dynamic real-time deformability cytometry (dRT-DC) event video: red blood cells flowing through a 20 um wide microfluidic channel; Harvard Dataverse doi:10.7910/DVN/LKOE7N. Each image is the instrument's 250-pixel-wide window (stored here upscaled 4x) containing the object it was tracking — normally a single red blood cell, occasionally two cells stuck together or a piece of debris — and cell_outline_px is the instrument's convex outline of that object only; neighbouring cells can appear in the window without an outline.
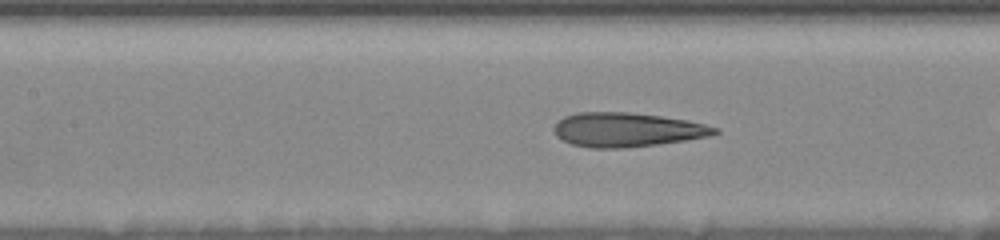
{"species": "human", "species_latin": "Homo sapiens", "temperature_condition": "room temperature", "stored_images_in_passage": 52, "camera_frame_rate_fps": 3000, "um_per_image_px": 0.085, "donor": {"sex": "female"}, "frame": {"image": 1, "passage_image": 33, "time_ms": 8.333, "image_size_px": [1000, 240], "cell_outline_px": [[720, 132], [708, 136], [684, 140], [656, 144], [624, 148], [592, 148], [572, 144], [556, 136], [552, 128], [564, 116], [576, 112], [628, 112], [660, 116], [688, 120], [720, 128]], "centroid_in_image_um": [53.28, 11.02], "position_along_channel_um": 154.1, "area_um2": 31.91}}
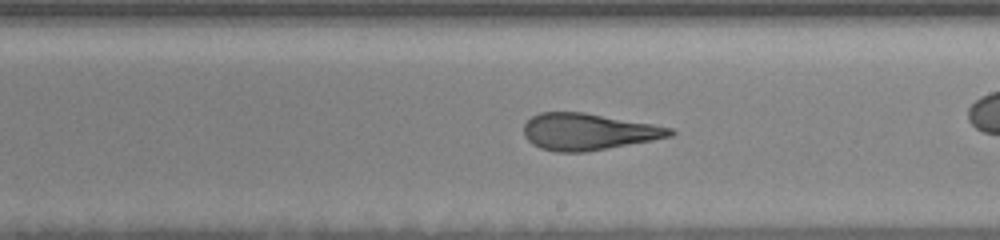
{"frame": {"image": 2, "passage_image": 39, "time_ms": 10.667, "image_size_px": [1000, 240], "cell_outline_px": [[676, 132], [672, 136], [652, 140], [608, 148], [584, 152], [556, 152], [540, 148], [532, 144], [524, 136], [524, 124], [532, 116], [540, 112], [584, 112], [652, 124], [672, 128]], "centroid_in_image_um": [49.98, 11.19], "position_along_channel_um": 239.0, "area_um2": 31.15}}